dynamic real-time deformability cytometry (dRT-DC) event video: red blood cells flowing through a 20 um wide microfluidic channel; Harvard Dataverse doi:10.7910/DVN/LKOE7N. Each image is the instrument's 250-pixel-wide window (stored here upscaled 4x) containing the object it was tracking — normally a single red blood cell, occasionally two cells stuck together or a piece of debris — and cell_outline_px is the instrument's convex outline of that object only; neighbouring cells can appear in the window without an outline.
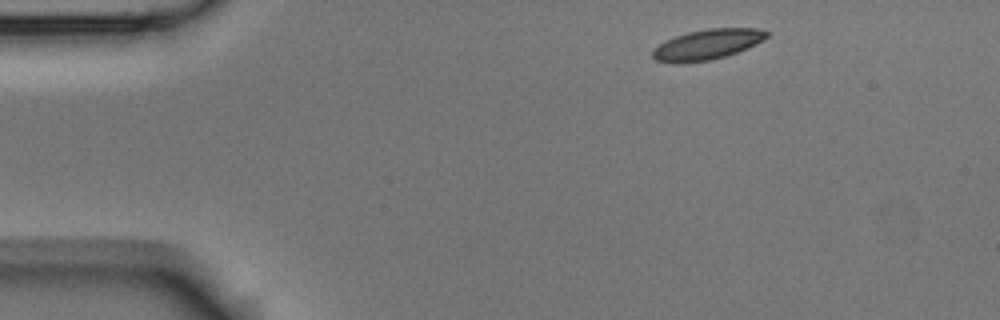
{"species": "Egyptian fruit bat (a non-hibernating species)", "species_latin": "Rousettus aegyptiacus", "temperature_condition": "room temperature", "stored_images_in_passage": 4, "camera_frame_rate_fps": 3000, "um_per_image_px": 0.085, "animal": {"sex": "male"}, "frame": {"image": 1, "passage_image": 1, "time_ms": 0.0, "image_size_px": [1000, 320], "cell_outline_px": [[768, 36], [764, 40], [736, 52], [724, 56], [708, 60], [656, 60], [652, 56], [652, 48], [676, 36], [688, 32], [708, 28], [756, 28], [768, 32]], "centroid_in_image_um": [60.18, 3.72], "position_along_channel_um": 24.8, "area_um2": 19.13}}